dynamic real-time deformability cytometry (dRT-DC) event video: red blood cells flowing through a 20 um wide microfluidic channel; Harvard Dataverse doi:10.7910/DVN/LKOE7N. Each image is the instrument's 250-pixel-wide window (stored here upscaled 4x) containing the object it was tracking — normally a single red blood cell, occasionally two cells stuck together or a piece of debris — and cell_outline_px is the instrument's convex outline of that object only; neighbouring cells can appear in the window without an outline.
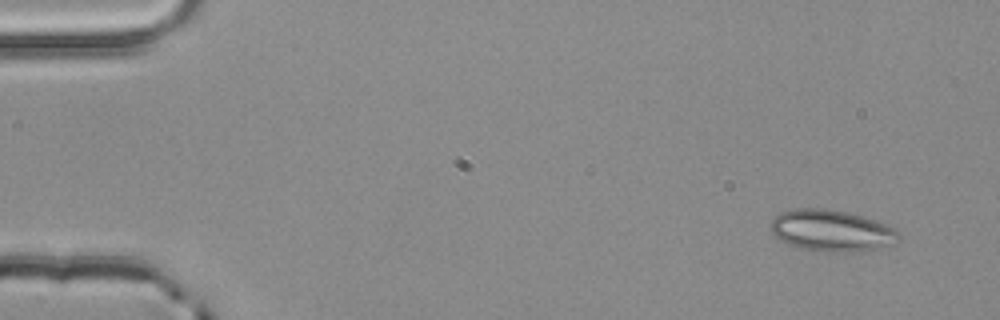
{"species": "common noctule bat (a hibernating species)", "species_latin": "Nyctalus noctula", "temperature_condition": "room temperature", "stored_images_in_passage": 4, "camera_frame_rate_fps": 3000, "um_per_image_px": 0.085, "animal": {"sex": "male", "body_mass_g": 20.4}, "frame": {"image": 1, "passage_image": 1, "time_ms": 0.0, "image_size_px": [1000, 320], "cell_outline_px": [[900, 240], [880, 248], [852, 252], [836, 252], [804, 248], [788, 244], [776, 236], [772, 232], [772, 220], [780, 212], [796, 208], [828, 208], [848, 212], [876, 220], [888, 224], [896, 228], [900, 232]], "centroid_in_image_um": [70.75, 19.58], "position_along_channel_um": 14.2, "area_um2": 30.92}}